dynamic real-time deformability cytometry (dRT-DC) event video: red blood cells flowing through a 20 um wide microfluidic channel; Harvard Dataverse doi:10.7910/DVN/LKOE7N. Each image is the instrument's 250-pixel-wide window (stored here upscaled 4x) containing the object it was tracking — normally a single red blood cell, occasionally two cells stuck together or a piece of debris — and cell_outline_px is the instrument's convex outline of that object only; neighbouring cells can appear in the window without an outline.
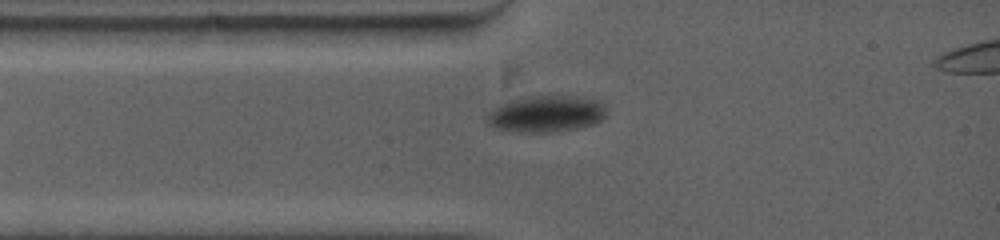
{"species": "common noctule bat (a hibernating species)", "species_latin": "Nyctalus noctula", "temperature_condition": "warm", "stored_images_in_passage": 7, "segment_of_instrument_passage": [1, 2], "camera_frame_rate_fps": 5000, "um_per_image_px": 0.085, "animal": {"sex": "female", "body_mass_g": 19.0, "forearm_length_mm": 53.3}, "frame": {"image": 1, "passage_image": 1, "time_ms": 0.0, "image_size_px": [1000, 240], "cell_outline_px": [[604, 116], [600, 120], [592, 124], [580, 128], [556, 132], [520, 132], [496, 128], [488, 124], [488, 112], [500, 104], [528, 96], [572, 96], [600, 100], [604, 108]], "centroid_in_image_um": [46.43, 9.68], "position_along_channel_um": 38.6, "area_um2": 25.14}}
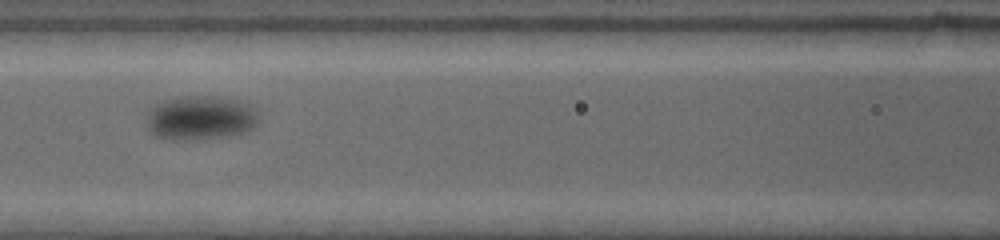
{"frame": {"image": 2, "passage_image": 4, "time_ms": 3.4, "image_size_px": [1000, 240], "cell_outline_px": [[260, 108], [256, 128], [240, 136], [196, 140], [172, 140], [156, 136], [148, 128], [148, 112], [152, 108], [164, 100], [184, 96], [216, 96], [248, 100]], "centroid_in_image_um": [17.22, 10.02], "position_along_channel_um": 149.4, "area_um2": 30.17}}
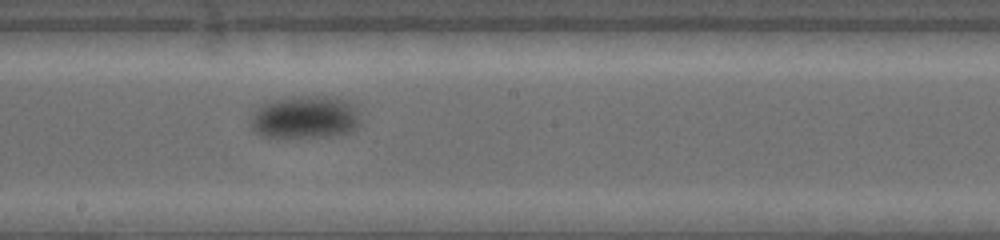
{"frame": {"image": 3, "passage_image": 6, "time_ms": 5.6, "image_size_px": [1000, 240], "cell_outline_px": [[360, 124], [352, 132], [328, 136], [264, 136], [256, 132], [252, 128], [252, 116], [256, 108], [260, 104], [276, 100], [296, 96], [324, 96], [348, 100], [356, 108], [360, 120]], "centroid_in_image_um": [25.98, 9.95], "position_along_channel_um": 222.2, "area_um2": 27.05}}